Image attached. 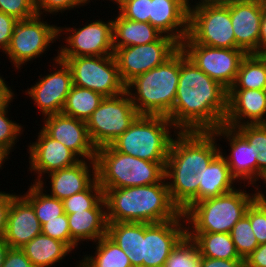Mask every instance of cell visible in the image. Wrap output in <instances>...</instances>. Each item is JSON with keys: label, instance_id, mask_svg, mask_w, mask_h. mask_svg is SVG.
<instances>
[{"label": "cell", "instance_id": "f1b7e54d", "mask_svg": "<svg viewBox=\"0 0 266 267\" xmlns=\"http://www.w3.org/2000/svg\"><path fill=\"white\" fill-rule=\"evenodd\" d=\"M197 245L201 257L214 259H243L235 249L230 233H187Z\"/></svg>", "mask_w": 266, "mask_h": 267}, {"label": "cell", "instance_id": "ab89813d", "mask_svg": "<svg viewBox=\"0 0 266 267\" xmlns=\"http://www.w3.org/2000/svg\"><path fill=\"white\" fill-rule=\"evenodd\" d=\"M117 8L124 18L149 23L150 0H122Z\"/></svg>", "mask_w": 266, "mask_h": 267}, {"label": "cell", "instance_id": "9c48e42d", "mask_svg": "<svg viewBox=\"0 0 266 267\" xmlns=\"http://www.w3.org/2000/svg\"><path fill=\"white\" fill-rule=\"evenodd\" d=\"M188 37L214 48H236L229 0L202 1L189 7Z\"/></svg>", "mask_w": 266, "mask_h": 267}, {"label": "cell", "instance_id": "5b68a950", "mask_svg": "<svg viewBox=\"0 0 266 267\" xmlns=\"http://www.w3.org/2000/svg\"><path fill=\"white\" fill-rule=\"evenodd\" d=\"M179 74L180 48L163 64L132 79L125 91L140 115H160L170 120Z\"/></svg>", "mask_w": 266, "mask_h": 267}, {"label": "cell", "instance_id": "83f0119b", "mask_svg": "<svg viewBox=\"0 0 266 267\" xmlns=\"http://www.w3.org/2000/svg\"><path fill=\"white\" fill-rule=\"evenodd\" d=\"M235 181L225 158L219 153L204 171L203 185H199V201L218 197L234 190Z\"/></svg>", "mask_w": 266, "mask_h": 267}, {"label": "cell", "instance_id": "7402d4cb", "mask_svg": "<svg viewBox=\"0 0 266 267\" xmlns=\"http://www.w3.org/2000/svg\"><path fill=\"white\" fill-rule=\"evenodd\" d=\"M41 233L42 225L32 204L23 195L15 194L8 212L5 241L11 248H21Z\"/></svg>", "mask_w": 266, "mask_h": 267}, {"label": "cell", "instance_id": "9f6ffc18", "mask_svg": "<svg viewBox=\"0 0 266 267\" xmlns=\"http://www.w3.org/2000/svg\"><path fill=\"white\" fill-rule=\"evenodd\" d=\"M261 179L264 181V185H266V171L260 176V180Z\"/></svg>", "mask_w": 266, "mask_h": 267}, {"label": "cell", "instance_id": "816d5d0a", "mask_svg": "<svg viewBox=\"0 0 266 267\" xmlns=\"http://www.w3.org/2000/svg\"><path fill=\"white\" fill-rule=\"evenodd\" d=\"M258 152L257 156V181L260 176L266 171V149H255Z\"/></svg>", "mask_w": 266, "mask_h": 267}, {"label": "cell", "instance_id": "7bdbcfd3", "mask_svg": "<svg viewBox=\"0 0 266 267\" xmlns=\"http://www.w3.org/2000/svg\"><path fill=\"white\" fill-rule=\"evenodd\" d=\"M84 5V0H35L36 12L37 15L40 16L44 12L50 14H55L56 12L62 13L65 10H70L77 6V8H79ZM41 10H43V12Z\"/></svg>", "mask_w": 266, "mask_h": 267}, {"label": "cell", "instance_id": "836d02e7", "mask_svg": "<svg viewBox=\"0 0 266 267\" xmlns=\"http://www.w3.org/2000/svg\"><path fill=\"white\" fill-rule=\"evenodd\" d=\"M104 198V191L97 178L83 191L78 192L63 201L66 214L93 209Z\"/></svg>", "mask_w": 266, "mask_h": 267}, {"label": "cell", "instance_id": "bcb514c9", "mask_svg": "<svg viewBox=\"0 0 266 267\" xmlns=\"http://www.w3.org/2000/svg\"><path fill=\"white\" fill-rule=\"evenodd\" d=\"M15 193H5L0 191V237L5 236L8 220V212Z\"/></svg>", "mask_w": 266, "mask_h": 267}, {"label": "cell", "instance_id": "277c9868", "mask_svg": "<svg viewBox=\"0 0 266 267\" xmlns=\"http://www.w3.org/2000/svg\"><path fill=\"white\" fill-rule=\"evenodd\" d=\"M107 222L160 223L182 212L173 203L165 177L156 184L104 190Z\"/></svg>", "mask_w": 266, "mask_h": 267}, {"label": "cell", "instance_id": "ba28073f", "mask_svg": "<svg viewBox=\"0 0 266 267\" xmlns=\"http://www.w3.org/2000/svg\"><path fill=\"white\" fill-rule=\"evenodd\" d=\"M175 129L171 120L160 115H139L110 145L122 154L151 162H166Z\"/></svg>", "mask_w": 266, "mask_h": 267}, {"label": "cell", "instance_id": "f546056e", "mask_svg": "<svg viewBox=\"0 0 266 267\" xmlns=\"http://www.w3.org/2000/svg\"><path fill=\"white\" fill-rule=\"evenodd\" d=\"M95 243V256L84 255L77 267H132L128 256L107 235Z\"/></svg>", "mask_w": 266, "mask_h": 267}, {"label": "cell", "instance_id": "cb8c5ba5", "mask_svg": "<svg viewBox=\"0 0 266 267\" xmlns=\"http://www.w3.org/2000/svg\"><path fill=\"white\" fill-rule=\"evenodd\" d=\"M48 175L51 181L49 182L51 191L48 195L64 200L85 190L96 179V161L81 160L74 166L54 171Z\"/></svg>", "mask_w": 266, "mask_h": 267}, {"label": "cell", "instance_id": "5bb4252c", "mask_svg": "<svg viewBox=\"0 0 266 267\" xmlns=\"http://www.w3.org/2000/svg\"><path fill=\"white\" fill-rule=\"evenodd\" d=\"M179 48L176 40L162 35L155 42L116 49L114 57L121 81L126 85L136 76L163 64Z\"/></svg>", "mask_w": 266, "mask_h": 267}, {"label": "cell", "instance_id": "4fadbf2b", "mask_svg": "<svg viewBox=\"0 0 266 267\" xmlns=\"http://www.w3.org/2000/svg\"><path fill=\"white\" fill-rule=\"evenodd\" d=\"M180 48L199 69L227 90L233 85L241 62L247 55L242 49L195 44L188 36L184 38Z\"/></svg>", "mask_w": 266, "mask_h": 267}, {"label": "cell", "instance_id": "484cf974", "mask_svg": "<svg viewBox=\"0 0 266 267\" xmlns=\"http://www.w3.org/2000/svg\"><path fill=\"white\" fill-rule=\"evenodd\" d=\"M113 19V47L143 45L157 41L163 34L148 22H136L120 13Z\"/></svg>", "mask_w": 266, "mask_h": 267}, {"label": "cell", "instance_id": "8fae6325", "mask_svg": "<svg viewBox=\"0 0 266 267\" xmlns=\"http://www.w3.org/2000/svg\"><path fill=\"white\" fill-rule=\"evenodd\" d=\"M58 58L70 67L75 86L103 97H114L125 91L114 55Z\"/></svg>", "mask_w": 266, "mask_h": 267}, {"label": "cell", "instance_id": "7c38bea8", "mask_svg": "<svg viewBox=\"0 0 266 267\" xmlns=\"http://www.w3.org/2000/svg\"><path fill=\"white\" fill-rule=\"evenodd\" d=\"M59 37V27L41 21V16L36 15L26 20L17 21L10 44L5 51L12 64L19 69L47 51L50 43Z\"/></svg>", "mask_w": 266, "mask_h": 267}, {"label": "cell", "instance_id": "9a60e30c", "mask_svg": "<svg viewBox=\"0 0 266 267\" xmlns=\"http://www.w3.org/2000/svg\"><path fill=\"white\" fill-rule=\"evenodd\" d=\"M63 28L59 26V36L64 33L69 35L64 37L66 46L60 47L58 57L114 55L112 19L107 22L91 21L82 28Z\"/></svg>", "mask_w": 266, "mask_h": 267}, {"label": "cell", "instance_id": "603a6c76", "mask_svg": "<svg viewBox=\"0 0 266 267\" xmlns=\"http://www.w3.org/2000/svg\"><path fill=\"white\" fill-rule=\"evenodd\" d=\"M149 23L181 44L189 33V6L182 0H150Z\"/></svg>", "mask_w": 266, "mask_h": 267}, {"label": "cell", "instance_id": "3957f363", "mask_svg": "<svg viewBox=\"0 0 266 267\" xmlns=\"http://www.w3.org/2000/svg\"><path fill=\"white\" fill-rule=\"evenodd\" d=\"M185 223L182 213L176 219L152 224L108 222L107 236L124 251L132 267H164L187 235Z\"/></svg>", "mask_w": 266, "mask_h": 267}, {"label": "cell", "instance_id": "d4e9b609", "mask_svg": "<svg viewBox=\"0 0 266 267\" xmlns=\"http://www.w3.org/2000/svg\"><path fill=\"white\" fill-rule=\"evenodd\" d=\"M71 238L81 241H98L107 235L106 204L104 198L93 208L67 214Z\"/></svg>", "mask_w": 266, "mask_h": 267}, {"label": "cell", "instance_id": "30bf717a", "mask_svg": "<svg viewBox=\"0 0 266 267\" xmlns=\"http://www.w3.org/2000/svg\"><path fill=\"white\" fill-rule=\"evenodd\" d=\"M140 114L126 91L105 97L86 121L88 134L96 149L110 145Z\"/></svg>", "mask_w": 266, "mask_h": 267}, {"label": "cell", "instance_id": "6da1fadb", "mask_svg": "<svg viewBox=\"0 0 266 267\" xmlns=\"http://www.w3.org/2000/svg\"><path fill=\"white\" fill-rule=\"evenodd\" d=\"M228 90L180 48V74L170 120L178 132L213 131L224 123Z\"/></svg>", "mask_w": 266, "mask_h": 267}, {"label": "cell", "instance_id": "7dc6e473", "mask_svg": "<svg viewBox=\"0 0 266 267\" xmlns=\"http://www.w3.org/2000/svg\"><path fill=\"white\" fill-rule=\"evenodd\" d=\"M200 267H246V259H214L201 257Z\"/></svg>", "mask_w": 266, "mask_h": 267}, {"label": "cell", "instance_id": "e575fe53", "mask_svg": "<svg viewBox=\"0 0 266 267\" xmlns=\"http://www.w3.org/2000/svg\"><path fill=\"white\" fill-rule=\"evenodd\" d=\"M231 239L239 256L246 259L258 246L250 219L244 215L230 231Z\"/></svg>", "mask_w": 266, "mask_h": 267}, {"label": "cell", "instance_id": "4316f807", "mask_svg": "<svg viewBox=\"0 0 266 267\" xmlns=\"http://www.w3.org/2000/svg\"><path fill=\"white\" fill-rule=\"evenodd\" d=\"M35 267H51L72 249L64 242L39 234L20 248Z\"/></svg>", "mask_w": 266, "mask_h": 267}, {"label": "cell", "instance_id": "db71d44e", "mask_svg": "<svg viewBox=\"0 0 266 267\" xmlns=\"http://www.w3.org/2000/svg\"><path fill=\"white\" fill-rule=\"evenodd\" d=\"M7 158L0 152V169Z\"/></svg>", "mask_w": 266, "mask_h": 267}, {"label": "cell", "instance_id": "7a4b0ae2", "mask_svg": "<svg viewBox=\"0 0 266 267\" xmlns=\"http://www.w3.org/2000/svg\"><path fill=\"white\" fill-rule=\"evenodd\" d=\"M174 135L164 177L173 203L183 214L199 202V185H203L204 171L221 147L217 146V138L211 131H174Z\"/></svg>", "mask_w": 266, "mask_h": 267}, {"label": "cell", "instance_id": "6f0895ef", "mask_svg": "<svg viewBox=\"0 0 266 267\" xmlns=\"http://www.w3.org/2000/svg\"><path fill=\"white\" fill-rule=\"evenodd\" d=\"M187 6H191L190 0H182ZM201 2V0L199 1Z\"/></svg>", "mask_w": 266, "mask_h": 267}, {"label": "cell", "instance_id": "f907efd6", "mask_svg": "<svg viewBox=\"0 0 266 267\" xmlns=\"http://www.w3.org/2000/svg\"><path fill=\"white\" fill-rule=\"evenodd\" d=\"M12 97H14V92L0 76V107L6 104Z\"/></svg>", "mask_w": 266, "mask_h": 267}, {"label": "cell", "instance_id": "f35d334b", "mask_svg": "<svg viewBox=\"0 0 266 267\" xmlns=\"http://www.w3.org/2000/svg\"><path fill=\"white\" fill-rule=\"evenodd\" d=\"M42 234L66 243L72 250L78 244L71 238L67 214L60 215V219L48 220L42 226Z\"/></svg>", "mask_w": 266, "mask_h": 267}, {"label": "cell", "instance_id": "11a10c76", "mask_svg": "<svg viewBox=\"0 0 266 267\" xmlns=\"http://www.w3.org/2000/svg\"><path fill=\"white\" fill-rule=\"evenodd\" d=\"M111 1L115 2L116 4H118L117 6H119V4L121 3L122 0H111ZM84 2H85V5H86V4L90 3V0H84Z\"/></svg>", "mask_w": 266, "mask_h": 267}, {"label": "cell", "instance_id": "d6a6232c", "mask_svg": "<svg viewBox=\"0 0 266 267\" xmlns=\"http://www.w3.org/2000/svg\"><path fill=\"white\" fill-rule=\"evenodd\" d=\"M43 185V180L37 184L31 183L29 190L23 195L32 204L42 226L48 220L60 219V215L65 214L63 201L48 195Z\"/></svg>", "mask_w": 266, "mask_h": 267}, {"label": "cell", "instance_id": "e0dca14e", "mask_svg": "<svg viewBox=\"0 0 266 267\" xmlns=\"http://www.w3.org/2000/svg\"><path fill=\"white\" fill-rule=\"evenodd\" d=\"M42 130L52 139L61 142L81 160H95L97 149L88 134L86 122L62 113L43 118Z\"/></svg>", "mask_w": 266, "mask_h": 267}, {"label": "cell", "instance_id": "52a82bcc", "mask_svg": "<svg viewBox=\"0 0 266 267\" xmlns=\"http://www.w3.org/2000/svg\"><path fill=\"white\" fill-rule=\"evenodd\" d=\"M234 189L191 205L184 213L187 233H230L247 208L255 200V193Z\"/></svg>", "mask_w": 266, "mask_h": 267}, {"label": "cell", "instance_id": "ffe728a7", "mask_svg": "<svg viewBox=\"0 0 266 267\" xmlns=\"http://www.w3.org/2000/svg\"><path fill=\"white\" fill-rule=\"evenodd\" d=\"M215 137H224L230 145V155L224 156L231 175L240 182H248L255 185L257 181V156L255 147L250 145L246 139L235 129L225 125L211 131ZM240 181H239V180Z\"/></svg>", "mask_w": 266, "mask_h": 267}, {"label": "cell", "instance_id": "4dcf8cb0", "mask_svg": "<svg viewBox=\"0 0 266 267\" xmlns=\"http://www.w3.org/2000/svg\"><path fill=\"white\" fill-rule=\"evenodd\" d=\"M230 89L266 90V55L247 54Z\"/></svg>", "mask_w": 266, "mask_h": 267}, {"label": "cell", "instance_id": "2e32d148", "mask_svg": "<svg viewBox=\"0 0 266 267\" xmlns=\"http://www.w3.org/2000/svg\"><path fill=\"white\" fill-rule=\"evenodd\" d=\"M53 61H55L53 65L59 66H54L55 72L44 75L39 79L40 81L25 91L35 102L36 107L42 110L44 117L62 113L67 95L73 85L72 72L66 62L60 60L58 55Z\"/></svg>", "mask_w": 266, "mask_h": 267}, {"label": "cell", "instance_id": "d6986e66", "mask_svg": "<svg viewBox=\"0 0 266 267\" xmlns=\"http://www.w3.org/2000/svg\"><path fill=\"white\" fill-rule=\"evenodd\" d=\"M236 49L258 55L262 0H229Z\"/></svg>", "mask_w": 266, "mask_h": 267}, {"label": "cell", "instance_id": "d590c367", "mask_svg": "<svg viewBox=\"0 0 266 267\" xmlns=\"http://www.w3.org/2000/svg\"><path fill=\"white\" fill-rule=\"evenodd\" d=\"M200 264L197 245L186 235L172 250L164 267H200Z\"/></svg>", "mask_w": 266, "mask_h": 267}, {"label": "cell", "instance_id": "c3c4849f", "mask_svg": "<svg viewBox=\"0 0 266 267\" xmlns=\"http://www.w3.org/2000/svg\"><path fill=\"white\" fill-rule=\"evenodd\" d=\"M246 267H266V243L260 244L246 258Z\"/></svg>", "mask_w": 266, "mask_h": 267}, {"label": "cell", "instance_id": "44dd1931", "mask_svg": "<svg viewBox=\"0 0 266 267\" xmlns=\"http://www.w3.org/2000/svg\"><path fill=\"white\" fill-rule=\"evenodd\" d=\"M266 90L229 89L223 125L266 123ZM245 119V120H244Z\"/></svg>", "mask_w": 266, "mask_h": 267}, {"label": "cell", "instance_id": "60d3db41", "mask_svg": "<svg viewBox=\"0 0 266 267\" xmlns=\"http://www.w3.org/2000/svg\"><path fill=\"white\" fill-rule=\"evenodd\" d=\"M0 12L12 16L18 21L37 15L35 0H0Z\"/></svg>", "mask_w": 266, "mask_h": 267}, {"label": "cell", "instance_id": "681fc988", "mask_svg": "<svg viewBox=\"0 0 266 267\" xmlns=\"http://www.w3.org/2000/svg\"><path fill=\"white\" fill-rule=\"evenodd\" d=\"M258 55H266V0H262V17L260 37L258 42Z\"/></svg>", "mask_w": 266, "mask_h": 267}, {"label": "cell", "instance_id": "8992f818", "mask_svg": "<svg viewBox=\"0 0 266 267\" xmlns=\"http://www.w3.org/2000/svg\"><path fill=\"white\" fill-rule=\"evenodd\" d=\"M95 161L96 178L103 191L156 184L165 174L166 162H151L122 154L111 145L98 148Z\"/></svg>", "mask_w": 266, "mask_h": 267}, {"label": "cell", "instance_id": "680465c9", "mask_svg": "<svg viewBox=\"0 0 266 267\" xmlns=\"http://www.w3.org/2000/svg\"><path fill=\"white\" fill-rule=\"evenodd\" d=\"M202 1H218V0H201V2H202Z\"/></svg>", "mask_w": 266, "mask_h": 267}, {"label": "cell", "instance_id": "b9f144b4", "mask_svg": "<svg viewBox=\"0 0 266 267\" xmlns=\"http://www.w3.org/2000/svg\"><path fill=\"white\" fill-rule=\"evenodd\" d=\"M235 129L255 149H266V123L243 124Z\"/></svg>", "mask_w": 266, "mask_h": 267}, {"label": "cell", "instance_id": "ac0fdd59", "mask_svg": "<svg viewBox=\"0 0 266 267\" xmlns=\"http://www.w3.org/2000/svg\"><path fill=\"white\" fill-rule=\"evenodd\" d=\"M29 169L37 175L34 184L39 183L44 174L68 168L77 164L81 159L61 142L49 137L42 129L36 142L30 143Z\"/></svg>", "mask_w": 266, "mask_h": 267}, {"label": "cell", "instance_id": "8d00e7d4", "mask_svg": "<svg viewBox=\"0 0 266 267\" xmlns=\"http://www.w3.org/2000/svg\"><path fill=\"white\" fill-rule=\"evenodd\" d=\"M255 187V200L247 208L246 216L250 219V224L258 244L266 243V196Z\"/></svg>", "mask_w": 266, "mask_h": 267}, {"label": "cell", "instance_id": "74e56055", "mask_svg": "<svg viewBox=\"0 0 266 267\" xmlns=\"http://www.w3.org/2000/svg\"><path fill=\"white\" fill-rule=\"evenodd\" d=\"M12 97L6 104L0 107V152L7 158L17 143L18 136L23 133V127L19 123L8 118V107L11 105ZM16 142V143H15Z\"/></svg>", "mask_w": 266, "mask_h": 267}, {"label": "cell", "instance_id": "1f68e13d", "mask_svg": "<svg viewBox=\"0 0 266 267\" xmlns=\"http://www.w3.org/2000/svg\"><path fill=\"white\" fill-rule=\"evenodd\" d=\"M104 98L93 90L72 85L62 114L86 122Z\"/></svg>", "mask_w": 266, "mask_h": 267}, {"label": "cell", "instance_id": "f5cc1de1", "mask_svg": "<svg viewBox=\"0 0 266 267\" xmlns=\"http://www.w3.org/2000/svg\"><path fill=\"white\" fill-rule=\"evenodd\" d=\"M10 248L11 247L5 241L4 237H0V267L3 266V262L5 261V257Z\"/></svg>", "mask_w": 266, "mask_h": 267}, {"label": "cell", "instance_id": "ee69618b", "mask_svg": "<svg viewBox=\"0 0 266 267\" xmlns=\"http://www.w3.org/2000/svg\"><path fill=\"white\" fill-rule=\"evenodd\" d=\"M17 21L18 20L14 17L0 12V50L2 49L3 53L10 44L11 36Z\"/></svg>", "mask_w": 266, "mask_h": 267}, {"label": "cell", "instance_id": "f6af8a7d", "mask_svg": "<svg viewBox=\"0 0 266 267\" xmlns=\"http://www.w3.org/2000/svg\"><path fill=\"white\" fill-rule=\"evenodd\" d=\"M2 267H35L20 248H10Z\"/></svg>", "mask_w": 266, "mask_h": 267}]
</instances>
